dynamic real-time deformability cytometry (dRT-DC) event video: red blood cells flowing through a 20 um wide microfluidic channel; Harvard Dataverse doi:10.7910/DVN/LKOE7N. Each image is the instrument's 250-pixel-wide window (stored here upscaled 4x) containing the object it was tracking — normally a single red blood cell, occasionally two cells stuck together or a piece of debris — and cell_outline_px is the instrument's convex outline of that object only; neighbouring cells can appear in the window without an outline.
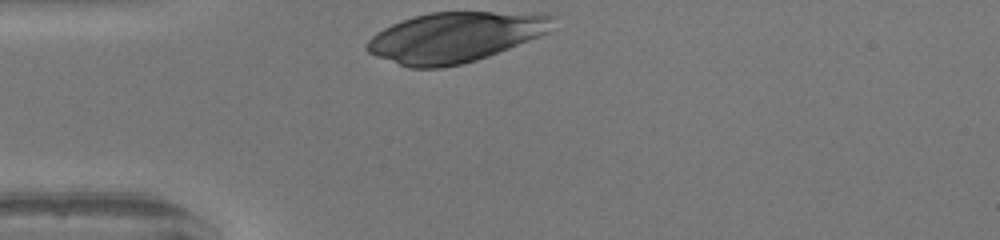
{"species": "human", "species_latin": "Homo sapiens", "temperature_condition": "warm", "stored_images_in_passage": 26, "camera_frame_rate_fps": 3000, "um_per_image_px": 0.085, "donor": {"sex": "female"}, "frame": {"image": 1, "passage_image": 1, "time_ms": 0.0, "image_size_px": [1000, 240], "cell_outline_px": [[560, 16], [548, 32], [540, 36], [488, 56], [476, 60], [460, 64], [440, 68], [408, 68], [376, 56], [368, 52], [364, 44], [376, 32], [392, 24], [416, 16], [432, 12], [548, 12]], "centroid_in_image_um": [38.75, 3.14], "position_along_channel_um": 46.2, "area_um2": 54.74}}
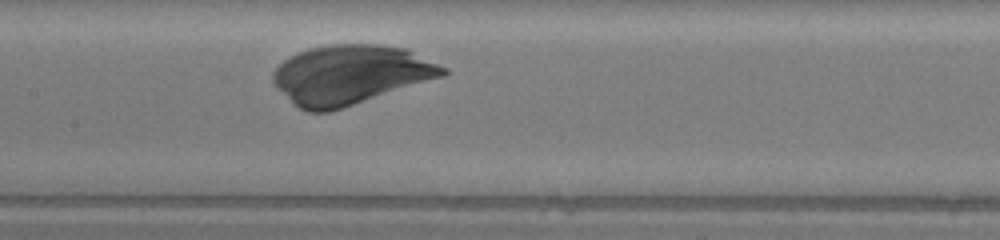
{"frame": {"image": 2, "passage_image": 12, "time_ms": 3.667, "image_size_px": [1000, 240], "cell_outline_px": [[448, 72], [444, 76], [328, 112], [308, 112], [300, 108], [276, 88], [272, 80], [272, 72], [288, 56], [296, 52], [308, 48], [328, 44], [384, 44], [404, 48], [448, 68]], "centroid_in_image_um": [29.76, 6.32], "position_along_channel_um": 177.6, "area_um2": 58.49}}
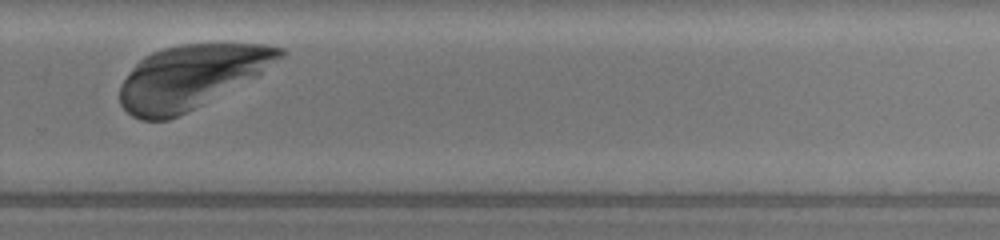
{"frame": {"image": 3, "passage_image": 22, "time_ms": 7.0, "image_size_px": [1000, 240], "cell_outline_px": [[288, 52], [284, 56], [256, 76], [168, 120], [140, 120], [132, 116], [120, 104], [120, 84], [132, 68], [144, 56], [152, 52], [164, 48], [180, 44], [268, 44], [284, 48]], "centroid_in_image_um": [16.22, 6.5], "position_along_channel_um": 313.6, "area_um2": 58.38}}